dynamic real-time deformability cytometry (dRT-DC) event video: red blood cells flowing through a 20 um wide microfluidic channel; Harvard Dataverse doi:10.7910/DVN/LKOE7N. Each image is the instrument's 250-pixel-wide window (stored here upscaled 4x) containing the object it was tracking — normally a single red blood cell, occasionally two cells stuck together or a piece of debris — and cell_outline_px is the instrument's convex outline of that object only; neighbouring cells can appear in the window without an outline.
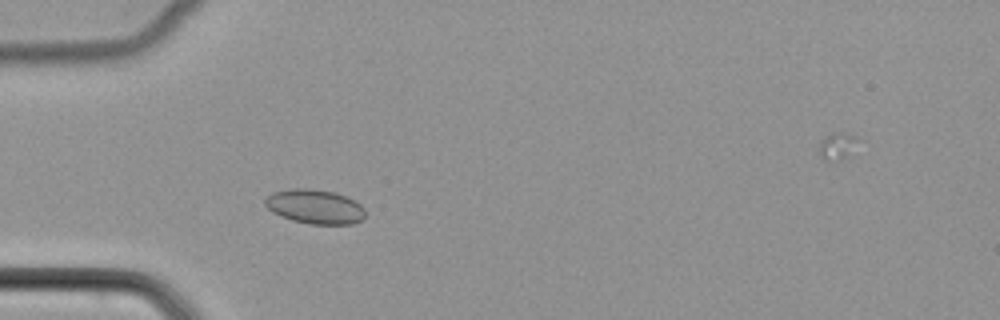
{"species": "common noctule bat (a hibernating species)", "species_latin": "Nyctalus noctula", "temperature_condition": "cold", "stored_images_in_passage": 38, "camera_frame_rate_fps": 3000, "um_per_image_px": 0.085, "animal": {"sex": "female", "body_mass_g": 22.7, "forearm_length_mm": 54.2}, "frame": {"image": 1, "passage_image": 8, "time_ms": 2.333, "image_size_px": [1000, 320], "cell_outline_px": [[364, 216], [360, 220], [352, 224], [308, 224], [292, 220], [272, 212], [264, 204], [264, 200], [272, 192], [296, 188], [308, 188], [332, 192], [344, 196], [360, 204], [364, 208]], "centroid_in_image_um": [26.73, 17.57], "position_along_channel_um": 58.3, "area_um2": 19.83}}
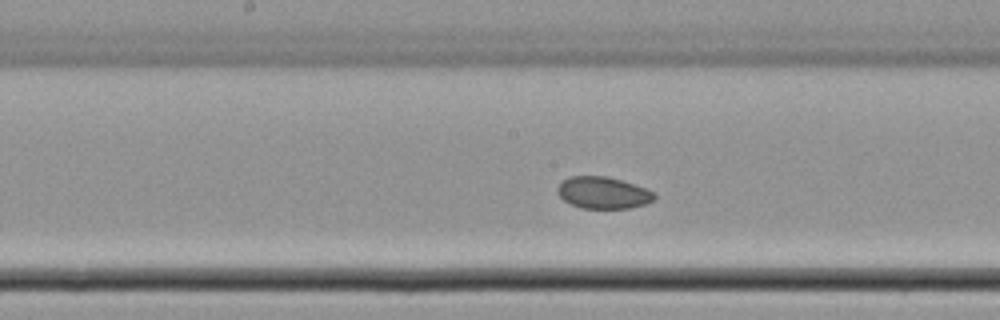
{"frame": {"image": 2, "passage_image": 19, "time_ms": 6.0, "image_size_px": [1000, 320], "cell_outline_px": [[656, 196], [652, 200], [644, 204], [628, 208], [580, 208], [564, 200], [556, 192], [556, 188], [568, 176], [608, 176], [644, 188], [652, 192]], "centroid_in_image_um": [51.21, 16.38], "position_along_channel_um": 197.0, "area_um2": 17.69}}
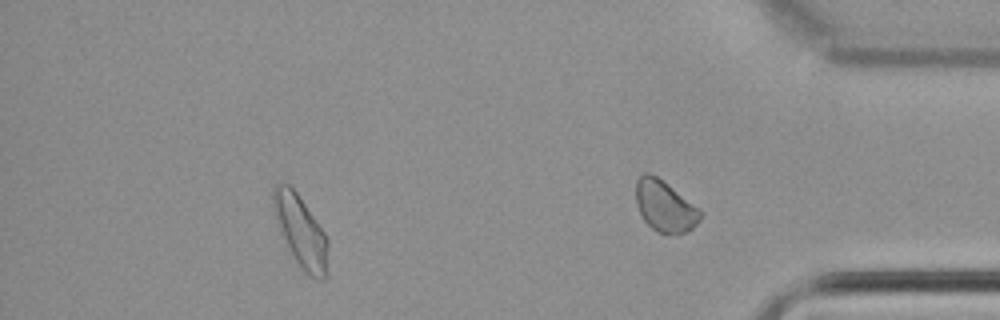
{"frame": {"image": 3, "passage_image": 33, "time_ms": 10.667, "image_size_px": [1000, 320], "cell_outline_px": [[328, 276], [324, 280], [316, 280], [308, 276], [304, 272], [292, 256], [280, 232], [272, 208], [272, 188], [276, 184], [288, 184], [296, 192], [324, 232], [328, 240]], "centroid_in_image_um": [25.57, 19.73], "position_along_channel_um": 409.6, "area_um2": 23.06}}